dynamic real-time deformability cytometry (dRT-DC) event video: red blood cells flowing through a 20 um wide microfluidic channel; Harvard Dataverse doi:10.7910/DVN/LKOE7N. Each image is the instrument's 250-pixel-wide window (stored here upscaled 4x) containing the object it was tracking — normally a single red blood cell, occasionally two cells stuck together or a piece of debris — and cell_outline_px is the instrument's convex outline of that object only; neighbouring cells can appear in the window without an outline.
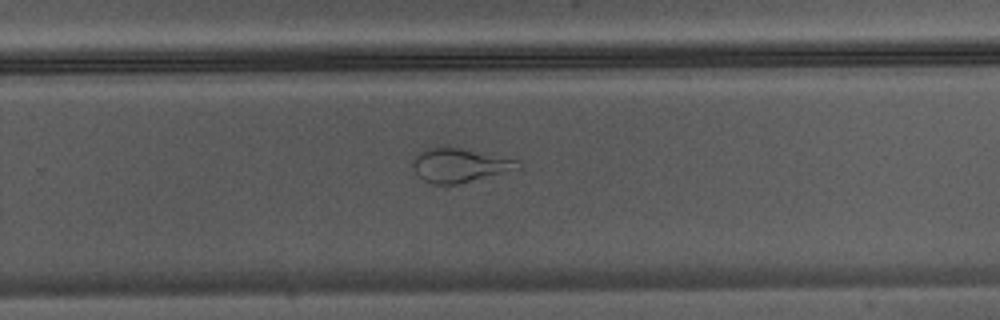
{"species": "Egyptian fruit bat (a non-hibernating species)", "species_latin": "Rousettus aegyptiacus", "temperature_condition": "warm", "stored_images_in_passage": 27, "camera_frame_rate_fps": 3000, "um_per_image_px": 0.085, "animal": {"sex": "male"}, "frame": {"image": 1, "passage_image": 16, "time_ms": 5.0, "image_size_px": [1000, 320], "cell_outline_px": [[520, 168], [456, 184], [432, 184], [424, 180], [412, 168], [412, 160], [416, 152], [428, 148], [444, 144], [448, 144], [520, 160]], "centroid_in_image_um": [39.01, 13.98], "position_along_channel_um": 290.8, "area_um2": 21.27}}
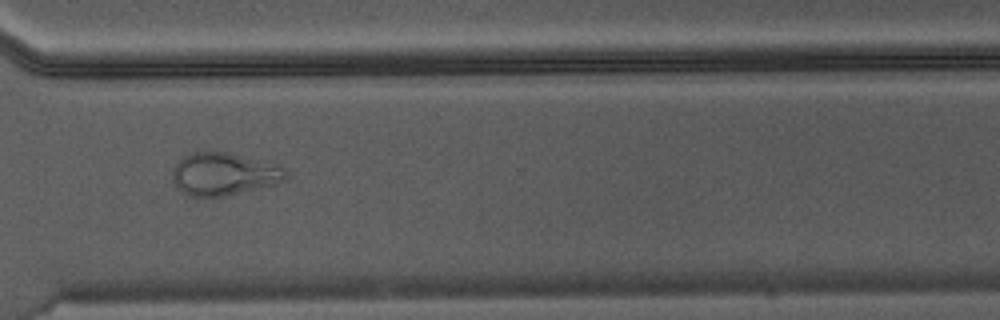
{"frame": {"image": 2, "passage_image": 20, "time_ms": 6.333, "image_size_px": [1000, 320], "cell_outline_px": [[288, 176], [284, 180], [272, 184], [228, 196], [196, 200], [188, 196], [176, 188], [172, 176], [172, 168], [184, 156], [196, 148], [224, 152], [284, 168]], "centroid_in_image_um": [18.87, 14.82], "position_along_channel_um": 351.7, "area_um2": 28.55}}